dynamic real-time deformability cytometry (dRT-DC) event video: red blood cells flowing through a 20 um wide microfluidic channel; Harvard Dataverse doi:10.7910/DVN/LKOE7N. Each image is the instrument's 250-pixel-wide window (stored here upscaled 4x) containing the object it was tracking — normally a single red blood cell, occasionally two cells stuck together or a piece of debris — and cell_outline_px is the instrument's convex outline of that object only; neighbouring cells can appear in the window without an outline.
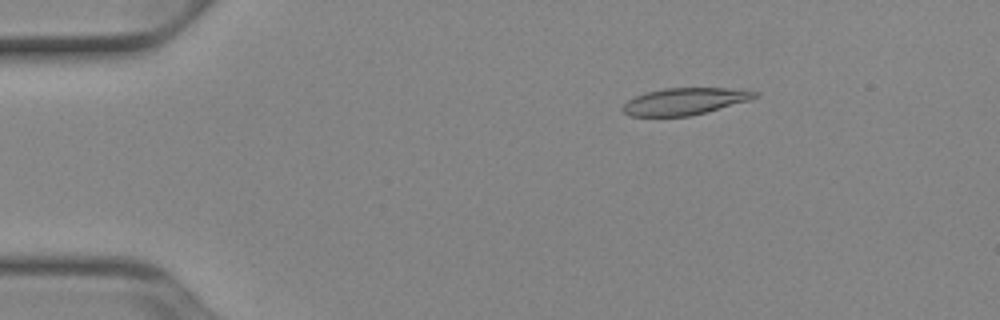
{"species": "Egyptian fruit bat (a non-hibernating species)", "species_latin": "Rousettus aegyptiacus", "temperature_condition": "cold", "stored_images_in_passage": 52, "camera_frame_rate_fps": 3000, "um_per_image_px": 0.085, "animal": {"sex": "female"}, "frame": {"image": 1, "passage_image": 9, "time_ms": 2.667, "image_size_px": [1000, 320], "cell_outline_px": [[760, 92], [752, 100], [708, 112], [688, 116], [632, 116], [624, 112], [620, 108], [628, 100], [636, 96], [648, 92], [664, 88], [748, 88]], "centroid_in_image_um": [58.31, 8.6], "position_along_channel_um": 26.7, "area_um2": 20.98}}
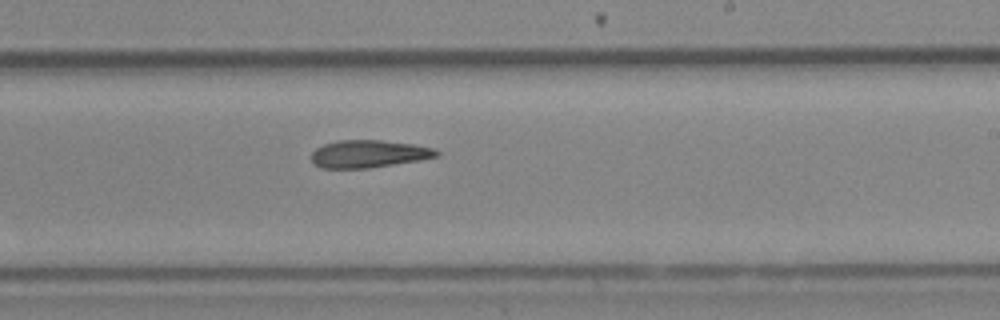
{"frame": {"image": 2, "passage_image": 32, "time_ms": 10.333, "image_size_px": [1000, 320], "cell_outline_px": [[440, 156], [420, 160], [368, 168], [320, 168], [312, 164], [312, 152], [316, 148], [324, 144], [340, 140], [380, 140], [412, 144], [432, 148], [440, 152]], "centroid_in_image_um": [31.32, 13.08], "position_along_channel_um": 257.7, "area_um2": 20.06}}
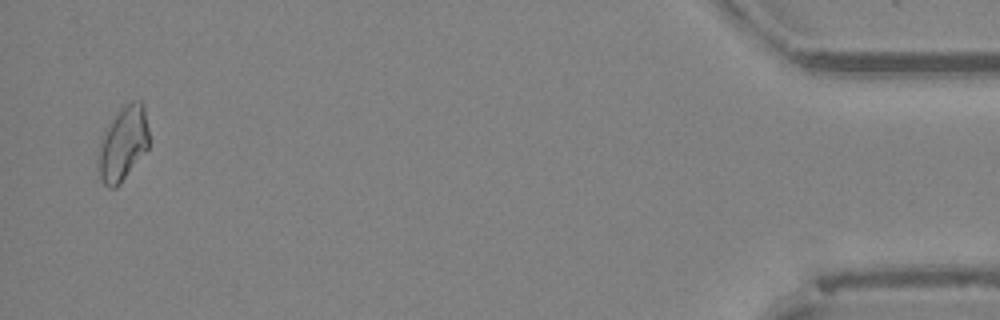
{"frame": {"image": 3, "passage_image": 51, "time_ms": 16.667, "image_size_px": [1000, 320], "cell_outline_px": [[148, 148], [120, 184], [116, 188], [108, 188], [104, 184], [100, 176], [100, 140], [104, 128], [124, 104], [132, 100], [140, 100], [144, 104], [148, 128]], "centroid_in_image_um": [10.48, 12.16], "position_along_channel_um": 424.7, "area_um2": 21.79}}